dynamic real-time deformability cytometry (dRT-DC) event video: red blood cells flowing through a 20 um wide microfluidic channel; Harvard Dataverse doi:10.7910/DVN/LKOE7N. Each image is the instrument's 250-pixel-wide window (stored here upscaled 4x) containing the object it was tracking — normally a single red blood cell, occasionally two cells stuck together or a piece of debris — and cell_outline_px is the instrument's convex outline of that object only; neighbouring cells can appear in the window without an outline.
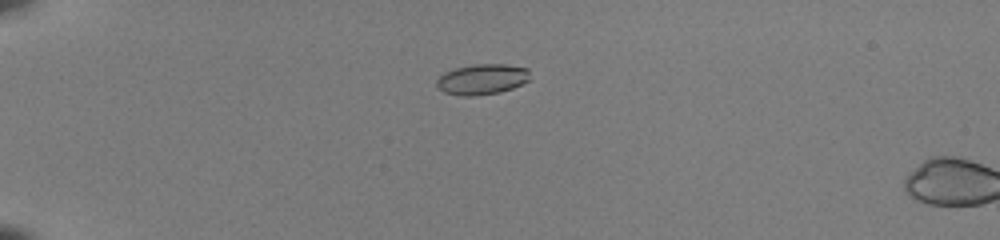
{"species": "common noctule bat (a hibernating species)", "species_latin": "Nyctalus noctula", "temperature_condition": "room temperature", "stored_images_in_passage": 7, "camera_frame_rate_fps": 3000, "um_per_image_px": 0.085, "animal": {"sex": "female", "body_mass_g": 22.0, "forearm_length_mm": 56.7}, "frame": {"image": 1, "passage_image": 5, "time_ms": 1.333, "image_size_px": [1000, 240], "cell_outline_px": [[524, 80], [508, 88], [492, 92], [452, 92], [452, 72], [464, 68], [524, 68]], "centroid_in_image_um": [41.29, 6.74], "position_along_channel_um": 43.7, "area_um2": 11.16}}